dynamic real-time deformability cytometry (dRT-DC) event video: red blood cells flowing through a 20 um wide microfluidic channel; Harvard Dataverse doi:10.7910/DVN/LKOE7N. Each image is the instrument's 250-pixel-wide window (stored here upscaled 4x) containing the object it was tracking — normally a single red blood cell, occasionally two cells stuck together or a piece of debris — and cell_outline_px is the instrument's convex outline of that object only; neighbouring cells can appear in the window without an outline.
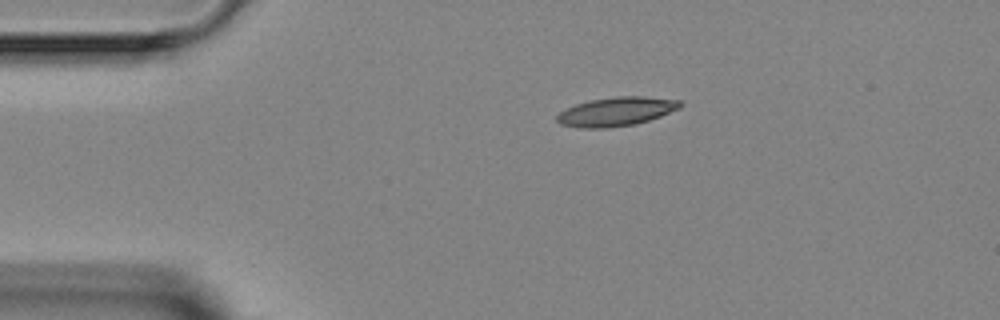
{"species": "Egyptian fruit bat (a non-hibernating species)", "species_latin": "Rousettus aegyptiacus", "temperature_condition": "room temperature", "stored_images_in_passage": 2, "camera_frame_rate_fps": 3000, "um_per_image_px": 0.085, "animal": {"sex": "female"}, "frame": {"image": 1, "passage_image": 1, "time_ms": 0.0, "image_size_px": [1000, 320], "cell_outline_px": [[684, 104], [680, 108], [660, 116], [636, 124], [608, 128], [580, 128], [560, 124], [556, 120], [556, 116], [560, 112], [576, 104], [592, 100], [616, 96], [644, 96], [680, 100]], "centroid_in_image_um": [52.4, 9.48], "position_along_channel_um": 32.6, "area_um2": 20.75}}